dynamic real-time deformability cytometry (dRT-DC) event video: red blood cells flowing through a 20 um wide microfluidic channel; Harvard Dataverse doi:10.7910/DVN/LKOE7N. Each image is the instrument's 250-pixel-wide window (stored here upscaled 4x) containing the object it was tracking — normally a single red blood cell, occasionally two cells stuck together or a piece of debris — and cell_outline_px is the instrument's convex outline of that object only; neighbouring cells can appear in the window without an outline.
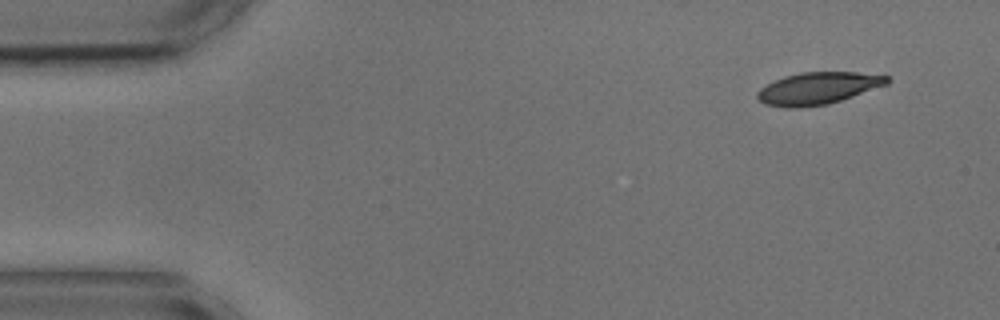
{"species": "common noctule bat (a hibernating species)", "species_latin": "Nyctalus noctula", "temperature_condition": "cold", "stored_images_in_passage": 9, "camera_frame_rate_fps": 3000, "um_per_image_px": 0.085, "animal": {"sex": "male", "body_mass_g": 17.9, "forearm_length_mm": 54.2}, "frame": {"image": 1, "passage_image": 1, "time_ms": 0.0, "image_size_px": [1000, 320], "cell_outline_px": [[892, 80], [888, 84], [828, 104], [800, 108], [788, 108], [764, 104], [756, 96], [756, 92], [760, 88], [784, 76], [800, 72], [856, 72], [888, 76]], "centroid_in_image_um": [69.52, 7.5], "position_along_channel_um": 15.5, "area_um2": 24.22}}